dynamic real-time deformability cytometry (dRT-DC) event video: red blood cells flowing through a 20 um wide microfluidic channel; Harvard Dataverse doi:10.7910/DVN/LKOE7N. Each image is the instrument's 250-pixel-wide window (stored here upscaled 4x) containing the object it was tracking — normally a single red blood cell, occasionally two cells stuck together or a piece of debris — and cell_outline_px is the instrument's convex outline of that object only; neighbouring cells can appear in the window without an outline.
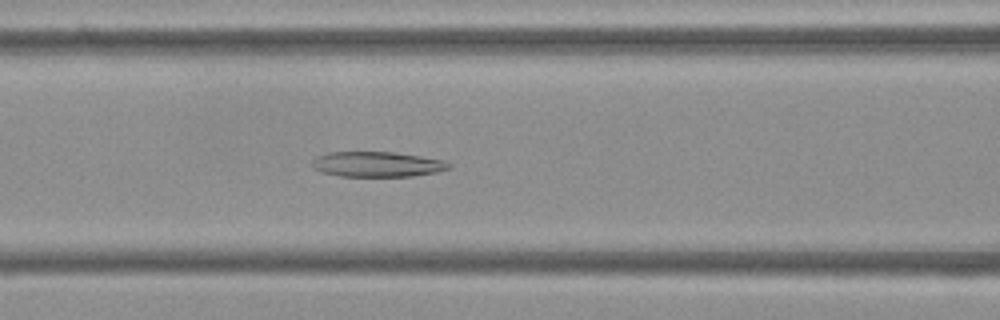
{"species": "Egyptian fruit bat (a non-hibernating species)", "species_latin": "Rousettus aegyptiacus", "temperature_condition": "cold", "stored_images_in_passage": 53, "camera_frame_rate_fps": 3000, "um_per_image_px": 0.085, "frame": {"image": 1, "passage_image": 22, "time_ms": 7.0, "image_size_px": [1000, 320], "cell_outline_px": [[452, 168], [436, 172], [412, 176], [340, 176], [320, 172], [312, 168], [312, 160], [316, 156], [328, 152], [396, 152], [444, 160], [452, 164]], "centroid_in_image_um": [32.05, 13.96], "position_along_channel_um": 134.5, "area_um2": 20.29}}
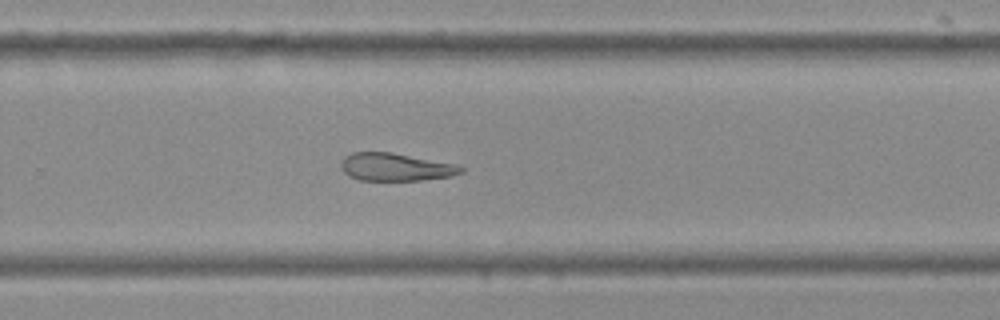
{"frame": {"image": 2, "passage_image": 35, "time_ms": 11.333, "image_size_px": [1000, 320], "cell_outline_px": [[464, 172], [452, 176], [420, 180], [360, 180], [348, 176], [340, 168], [340, 160], [344, 156], [352, 152], [392, 152], [456, 164], [464, 168]], "centroid_in_image_um": [33.59, 14.19], "position_along_channel_um": 296.2, "area_um2": 19.59}}
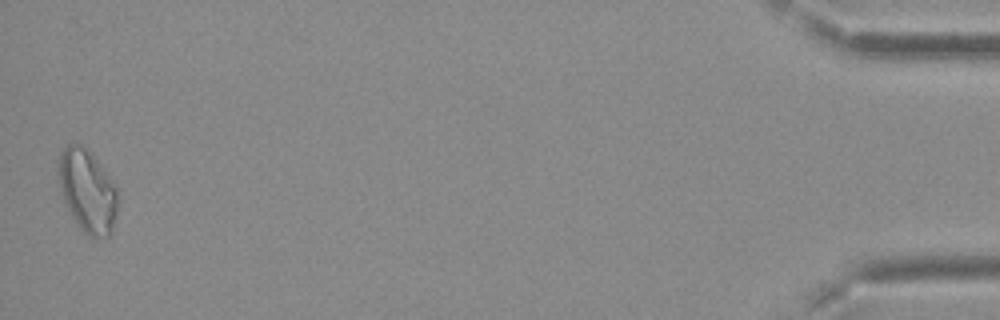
{"frame": {"image": 3, "passage_image": 53, "time_ms": 17.333, "image_size_px": [1000, 320], "cell_outline_px": [[120, 204], [112, 232], [108, 236], [88, 236], [76, 224], [64, 204], [56, 172], [56, 160], [60, 152], [68, 144], [80, 144], [92, 152], [116, 184], [120, 196]], "centroid_in_image_um": [7.44, 16.2], "position_along_channel_um": 427.8, "area_um2": 29.82}}